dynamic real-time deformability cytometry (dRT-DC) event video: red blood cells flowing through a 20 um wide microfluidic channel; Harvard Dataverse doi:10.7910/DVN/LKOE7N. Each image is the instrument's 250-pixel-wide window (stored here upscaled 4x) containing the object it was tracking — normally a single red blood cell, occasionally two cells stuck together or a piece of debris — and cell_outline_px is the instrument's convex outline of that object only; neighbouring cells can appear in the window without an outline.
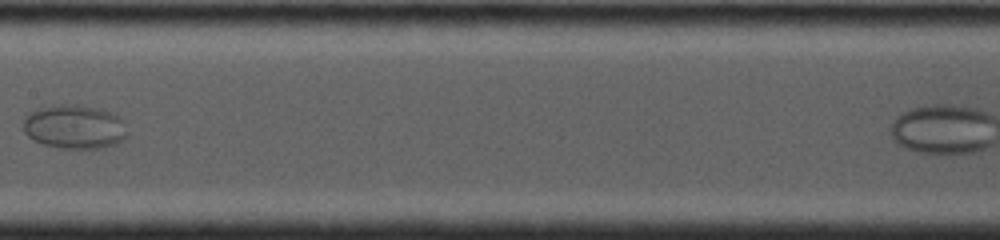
{"species": "common noctule bat (a hibernating species)", "species_latin": "Nyctalus noctula", "temperature_condition": "cold", "stored_images_in_passage": 11, "camera_frame_rate_fps": 4000, "um_per_image_px": 0.085, "animal": {"sex": "female", "body_mass_g": 19.0, "forearm_length_mm": 53.3}, "frame": {"image": 1, "passage_image": 5, "time_ms": 4.0, "image_size_px": [1000, 240], "cell_outline_px": [[124, 140], [116, 144], [104, 148], [60, 148], [44, 144], [32, 140], [24, 132], [24, 116], [36, 108], [60, 104], [76, 104], [100, 108], [112, 112], [120, 116], [124, 120]], "centroid_in_image_um": [6.32, 10.76], "position_along_channel_um": 201.1, "area_um2": 26.93}}